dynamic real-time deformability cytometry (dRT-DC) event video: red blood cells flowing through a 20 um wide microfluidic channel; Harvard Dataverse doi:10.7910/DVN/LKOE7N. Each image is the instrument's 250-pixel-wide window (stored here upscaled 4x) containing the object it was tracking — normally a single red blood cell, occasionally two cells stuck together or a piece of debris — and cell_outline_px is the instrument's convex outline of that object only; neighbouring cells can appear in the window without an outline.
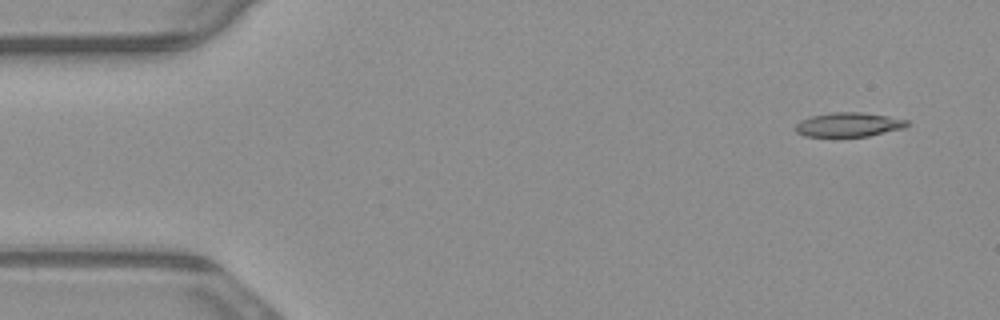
{"species": "common noctule bat (a hibernating species)", "species_latin": "Nyctalus noctula", "temperature_condition": "warm", "stored_images_in_passage": 54, "camera_frame_rate_fps": 3000, "um_per_image_px": 0.085, "animal": {"sex": "male", "body_mass_g": 23.1, "forearm_length_mm": 52.7}, "frame": {"image": 1, "passage_image": 4, "time_ms": 1.0, "image_size_px": [1000, 320], "cell_outline_px": [[908, 124], [904, 128], [868, 136], [804, 136], [796, 132], [796, 124], [800, 120], [808, 116], [832, 112], [864, 112], [888, 116], [908, 120]], "centroid_in_image_um": [72.11, 10.58], "position_along_channel_um": 12.9, "area_um2": 15.78}}
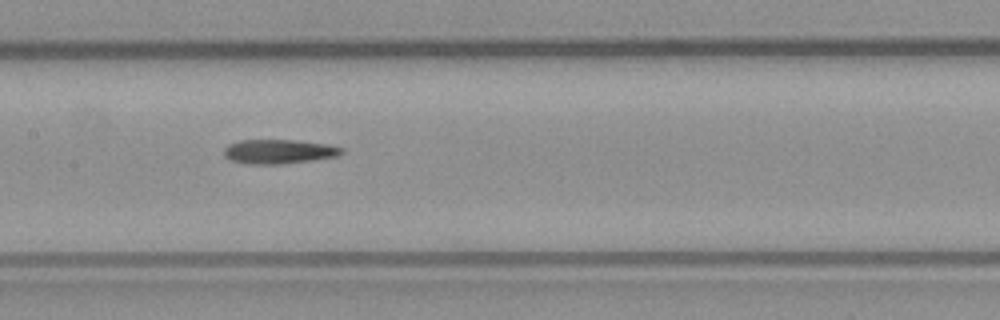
{"frame": {"image": 2, "passage_image": 26, "time_ms": 8.333, "image_size_px": [1000, 320], "cell_outline_px": [[344, 152], [340, 156], [284, 164], [248, 164], [232, 160], [224, 156], [224, 148], [228, 144], [240, 140], [296, 140], [328, 144], [344, 148]], "centroid_in_image_um": [23.74, 12.88], "position_along_channel_um": 183.7, "area_um2": 16.82}}
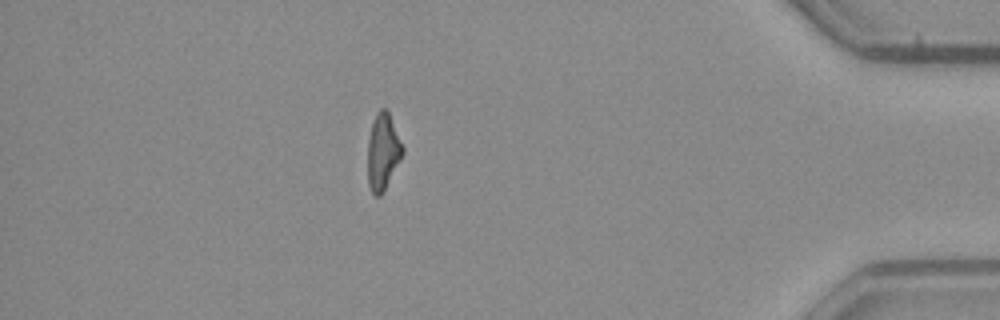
{"frame": {"image": 3, "passage_image": 47, "time_ms": 15.333, "image_size_px": [1000, 320], "cell_outline_px": [[404, 152], [384, 192], [380, 196], [376, 196], [372, 192], [368, 184], [368, 140], [372, 124], [376, 112], [380, 108], [384, 108], [388, 112], [404, 148]], "centroid_in_image_um": [32.54, 12.92], "position_along_channel_um": 402.7, "area_um2": 15.43}, "authors_computed_cell_mechanics": {"area_um2": 16.1551, "velocity_mm_per_s": 3.8551, "shape_relaxation_time_tau1_ms": 10.175, "shape_relaxation_time_tau2_ms": 3.6134, "deformation_change_tau1": 0.3186, "deformation_change_tau2": 0.1487}}